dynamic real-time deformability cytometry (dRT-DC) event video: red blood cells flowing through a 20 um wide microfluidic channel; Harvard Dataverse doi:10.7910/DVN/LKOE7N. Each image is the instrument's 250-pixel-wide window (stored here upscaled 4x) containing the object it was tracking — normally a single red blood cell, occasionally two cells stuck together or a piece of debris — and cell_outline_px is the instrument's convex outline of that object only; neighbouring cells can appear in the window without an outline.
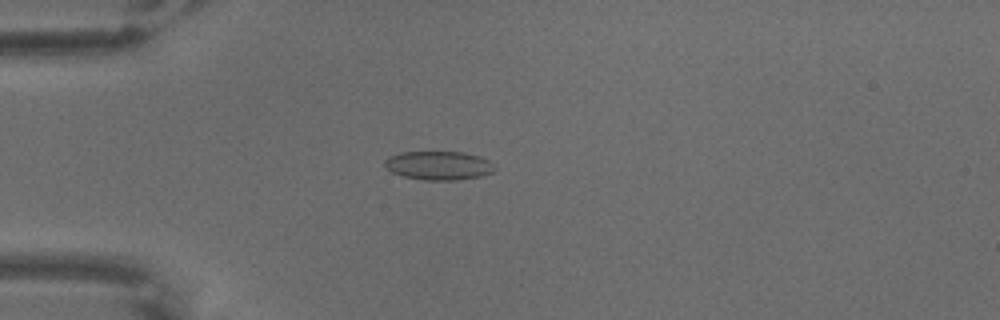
{"species": "common noctule bat (a hibernating species)", "species_latin": "Nyctalus noctula", "temperature_condition": "warm", "stored_images_in_passage": 64, "camera_frame_rate_fps": 3000, "um_per_image_px": 0.085, "animal": {"sex": "male", "body_mass_g": 18.8}, "frame": {"image": 1, "passage_image": 17, "time_ms": 5.333, "image_size_px": [1000, 320], "cell_outline_px": [[496, 168], [492, 172], [480, 176], [456, 180], [424, 180], [404, 176], [392, 172], [384, 168], [384, 160], [388, 156], [400, 152], [464, 152], [480, 156], [488, 160]], "centroid_in_image_um": [37.25, 14.06], "position_along_channel_um": 47.7, "area_um2": 18.5}}
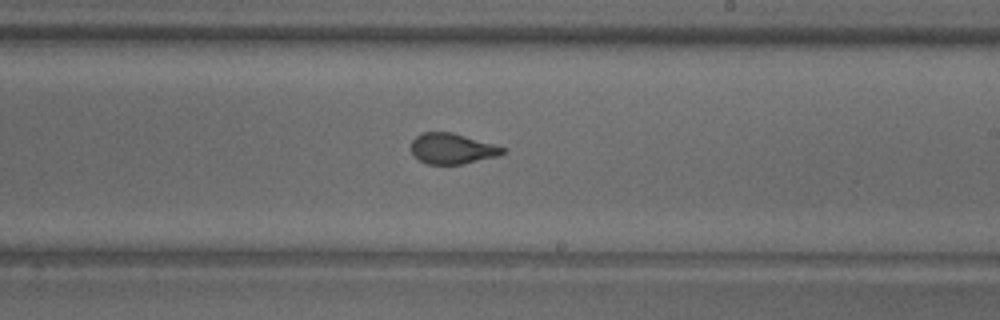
{"frame": {"image": 2, "passage_image": 38, "time_ms": 12.333, "image_size_px": [1000, 320], "cell_outline_px": [[508, 152], [500, 156], [460, 164], [428, 164], [420, 160], [412, 152], [412, 140], [420, 132], [452, 132], [508, 148]], "centroid_in_image_um": [38.5, 12.63], "position_along_channel_um": 250.5, "area_um2": 16.42}}
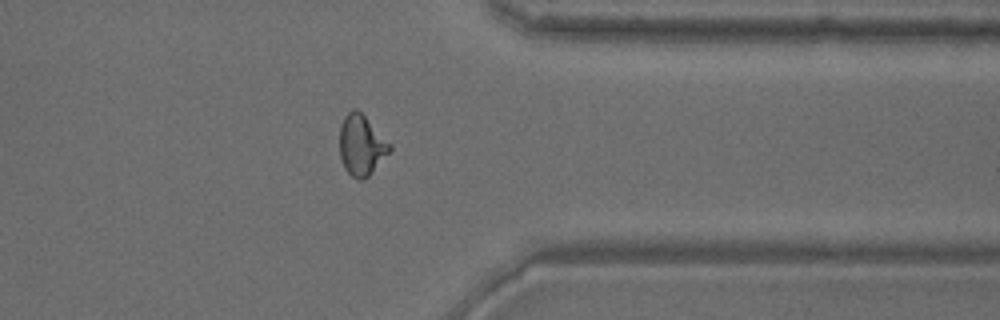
{"frame": {"image": 3, "passage_image": 51, "time_ms": 16.667, "image_size_px": [1000, 320], "cell_outline_px": [[392, 148], [372, 172], [364, 180], [360, 180], [352, 176], [344, 168], [340, 156], [340, 124], [344, 116], [352, 108], [356, 108], [392, 144]], "centroid_in_image_um": [30.71, 12.33], "position_along_channel_um": 380.7, "area_um2": 17.57}}